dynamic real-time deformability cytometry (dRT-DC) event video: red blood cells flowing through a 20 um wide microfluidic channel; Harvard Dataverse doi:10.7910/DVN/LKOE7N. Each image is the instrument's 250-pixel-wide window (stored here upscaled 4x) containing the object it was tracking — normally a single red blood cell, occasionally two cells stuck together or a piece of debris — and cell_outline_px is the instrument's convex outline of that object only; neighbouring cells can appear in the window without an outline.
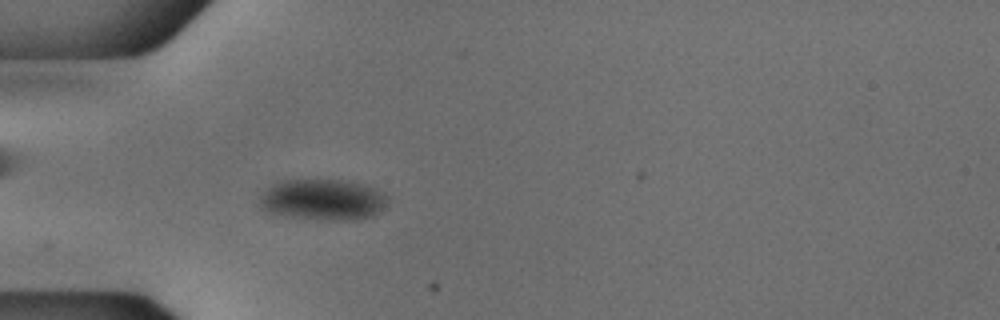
{"species": "common noctule bat (a hibernating species)", "species_latin": "Nyctalus noctula", "temperature_condition": "cold", "stored_images_in_passage": 53, "camera_frame_rate_fps": 3000, "um_per_image_px": 0.085, "animal": {"sex": "male", "body_mass_g": 18.8}, "frame": {"image": 1, "passage_image": 16, "time_ms": 5.0, "image_size_px": [1000, 320], "cell_outline_px": [[388, 200], [372, 216], [356, 220], [328, 220], [296, 216], [272, 212], [260, 208], [260, 192], [276, 180], [352, 180], [376, 188], [384, 192], [388, 196]], "centroid_in_image_um": [27.44, 16.93], "position_along_channel_um": 57.6, "area_um2": 30.63}}
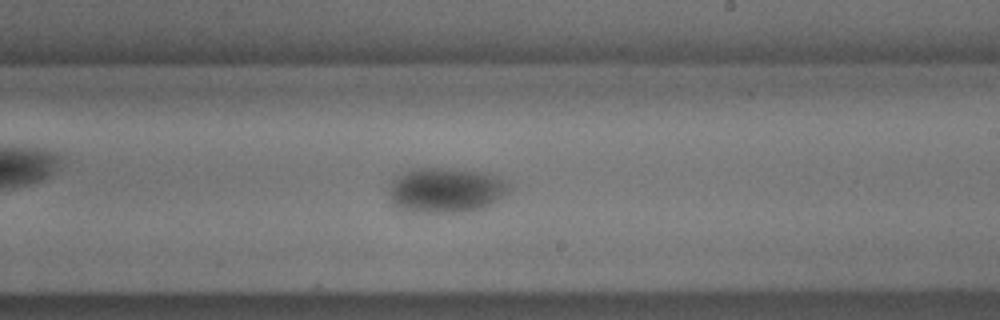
{"frame": {"image": 2, "passage_image": 32, "time_ms": 10.333, "image_size_px": [1000, 320], "cell_outline_px": [[512, 188], [508, 192], [492, 204], [484, 208], [464, 212], [412, 212], [400, 208], [392, 204], [388, 196], [388, 192], [392, 180], [416, 168], [440, 168], [488, 172], [500, 176], [508, 180], [512, 184]], "centroid_in_image_um": [37.97, 16.17], "position_along_channel_um": 251.0, "area_um2": 31.91}}
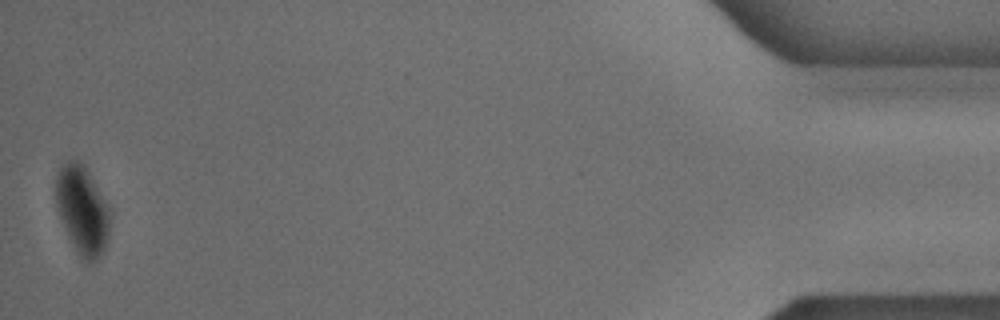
{"frame": {"image": 3, "passage_image": 53, "time_ms": 17.333, "image_size_px": [1000, 320], "cell_outline_px": [[112, 216], [108, 240], [104, 252], [96, 260], [88, 264], [76, 252], [68, 236], [56, 208], [56, 172], [60, 164], [68, 160], [80, 160], [84, 164], [112, 208]], "centroid_in_image_um": [7.04, 17.85], "position_along_channel_um": 428.2, "area_um2": 28.96}, "authors_computed_cell_mechanics": {"area_um2": 29.7092, "velocity_mm_per_s": 3.7536, "shape_relaxation_time_tau1_ms": 4.953, "shape_relaxation_time_tau2_ms": null, "deformation_change_tau1": 0.0628, "deformation_change_tau2": null}}